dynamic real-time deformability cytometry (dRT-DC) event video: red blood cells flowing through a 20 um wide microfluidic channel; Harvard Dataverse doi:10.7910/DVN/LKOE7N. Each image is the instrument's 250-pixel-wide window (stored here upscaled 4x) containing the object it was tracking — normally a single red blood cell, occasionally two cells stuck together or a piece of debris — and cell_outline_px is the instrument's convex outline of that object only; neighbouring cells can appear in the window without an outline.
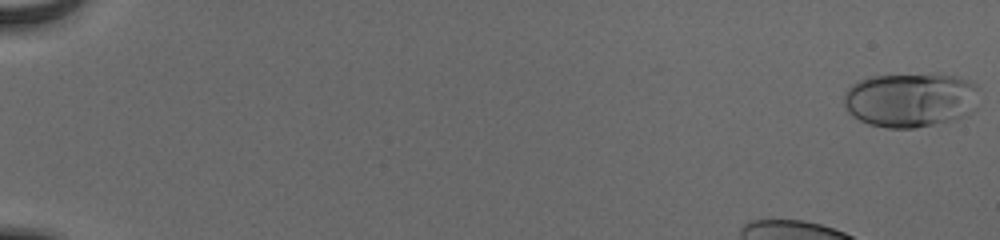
{"species": "human", "species_latin": "Homo sapiens", "temperature_condition": "cold", "stored_images_in_passage": 46, "camera_frame_rate_fps": 3000, "um_per_image_px": 0.085, "donor": {"sex": "male"}, "frame": {"image": 1, "passage_image": 1, "time_ms": 0.0, "image_size_px": [1000, 240], "cell_outline_px": [[980, 88], [968, 116], [952, 120], [916, 128], [888, 128], [868, 124], [852, 116], [848, 112], [844, 104], [844, 92], [852, 84], [860, 80], [872, 76], [936, 72], [956, 76], [968, 80], [976, 84]], "centroid_in_image_um": [77.39, 8.46], "position_along_channel_um": 7.6, "area_um2": 43.64}}
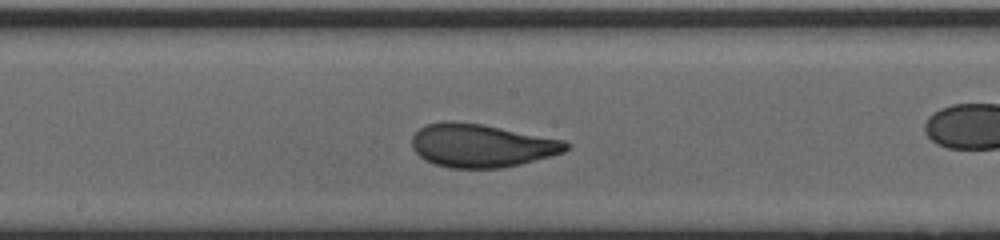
{"frame": {"image": 2, "passage_image": 29, "time_ms": 9.333, "image_size_px": [1000, 240], "cell_outline_px": [[572, 144], [564, 152], [552, 156], [520, 164], [500, 168], [448, 168], [424, 160], [412, 148], [412, 136], [420, 128], [428, 124], [444, 120], [452, 120], [484, 124], [564, 140]], "centroid_in_image_um": [40.93, 12.36], "position_along_channel_um": 207.3, "area_um2": 39.13}}
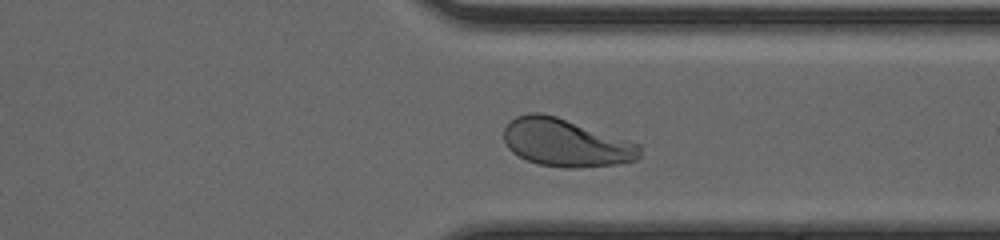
{"frame": {"image": 3, "passage_image": 41, "time_ms": 13.333, "image_size_px": [1000, 240], "cell_outline_px": [[640, 156], [636, 160], [616, 164], [580, 168], [564, 168], [540, 164], [528, 160], [512, 152], [508, 148], [504, 140], [504, 128], [516, 116], [528, 112], [540, 112], [556, 116], [640, 144]], "centroid_in_image_um": [48.08, 12.13], "position_along_channel_um": 363.3, "area_um2": 37.69}, "authors_computed_cell_mechanics": {"area_um2": 38.8416, "velocity_mm_per_s": 3.896, "shape_relaxation_time_tau1_ms": 3.6212, "shape_relaxation_time_tau2_ms": null, "deformation_change_tau1": 0.1713, "deformation_change_tau2": null}}